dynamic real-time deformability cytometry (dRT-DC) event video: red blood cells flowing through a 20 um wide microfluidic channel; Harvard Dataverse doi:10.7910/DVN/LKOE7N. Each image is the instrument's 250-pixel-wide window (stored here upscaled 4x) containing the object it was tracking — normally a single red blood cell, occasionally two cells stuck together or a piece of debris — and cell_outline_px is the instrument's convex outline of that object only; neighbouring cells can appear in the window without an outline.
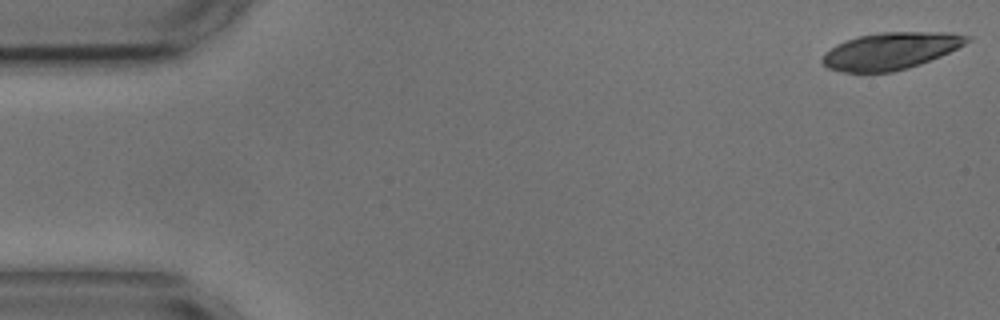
{"species": "common noctule bat (a hibernating species)", "species_latin": "Nyctalus noctula", "temperature_condition": "cold", "stored_images_in_passage": 5, "segment_of_instrument_passage": [2, 2], "camera_frame_rate_fps": 3000, "um_per_image_px": 0.085, "animal": {"sex": "male", "body_mass_g": 17.9, "forearm_length_mm": 54.2}, "frame": {"image": 1, "passage_image": 5, "time_ms": 4.667, "image_size_px": [1000, 320], "cell_outline_px": [[972, 40], [940, 56], [920, 64], [908, 68], [892, 72], [844, 72], [828, 68], [820, 60], [824, 52], [836, 44], [860, 36], [876, 32], [952, 32], [972, 36]], "centroid_in_image_um": [75.71, 4.32], "position_along_channel_um": 9.3, "area_um2": 31.21}}